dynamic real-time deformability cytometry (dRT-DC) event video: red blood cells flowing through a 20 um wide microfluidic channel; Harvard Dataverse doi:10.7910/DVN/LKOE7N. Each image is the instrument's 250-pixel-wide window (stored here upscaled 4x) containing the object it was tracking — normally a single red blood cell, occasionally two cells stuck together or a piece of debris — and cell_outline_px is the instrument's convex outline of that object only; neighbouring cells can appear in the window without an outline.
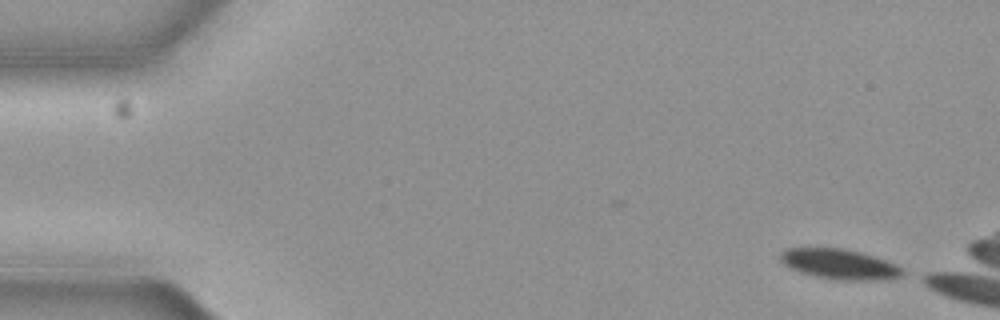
{"species": "common noctule bat (a hibernating species)", "species_latin": "Nyctalus noctula", "temperature_condition": "cold", "stored_images_in_passage": 14, "camera_frame_rate_fps": 3000, "um_per_image_px": 0.085, "animal": {"sex": "female", "body_mass_g": 19.3, "forearm_length_mm": 54.1}, "frame": {"image": 1, "passage_image": 1, "time_ms": 0.0, "image_size_px": [1000, 320], "cell_outline_px": [[904, 272], [900, 276], [884, 280], [832, 280], [800, 272], [784, 264], [780, 260], [780, 252], [788, 248], [844, 248], [860, 252], [896, 264]], "centroid_in_image_um": [71.34, 22.46], "position_along_channel_um": 13.7, "area_um2": 21.33}}
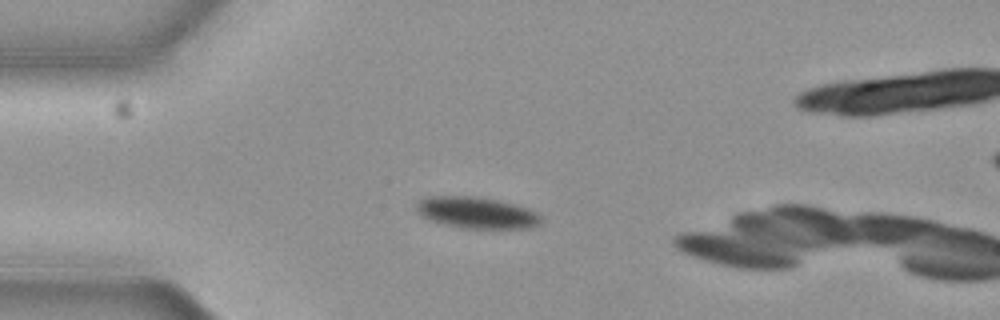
{"frame": {"image": 2, "passage_image": 12, "time_ms": 3.667, "image_size_px": [1000, 320], "cell_outline_px": [[544, 220], [540, 224], [532, 228], [460, 228], [428, 220], [416, 208], [416, 204], [420, 200], [428, 196], [476, 196], [500, 200], [528, 208], [536, 212]], "centroid_in_image_um": [40.56, 18.08], "position_along_channel_um": 44.4, "area_um2": 22.95}}